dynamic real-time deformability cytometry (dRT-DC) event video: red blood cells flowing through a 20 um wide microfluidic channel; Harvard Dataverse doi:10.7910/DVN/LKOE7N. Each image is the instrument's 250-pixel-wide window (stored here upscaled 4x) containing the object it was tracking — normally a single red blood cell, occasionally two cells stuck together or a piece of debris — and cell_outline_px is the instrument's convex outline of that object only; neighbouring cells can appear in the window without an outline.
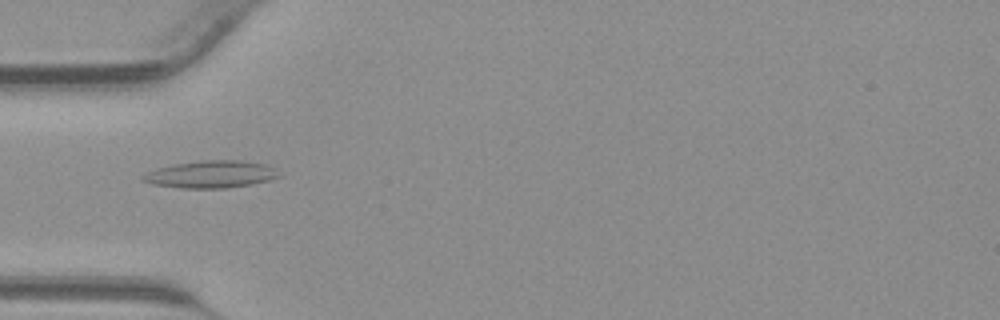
{"species": "common noctule bat (a hibernating species)", "species_latin": "Nyctalus noctula", "temperature_condition": "warm", "stored_images_in_passage": 38, "camera_frame_rate_fps": 3000, "um_per_image_px": 0.085, "animal": {"sex": "male", "body_mass_g": 23.1, "forearm_length_mm": 52.7}, "frame": {"image": 1, "passage_image": 9, "time_ms": 2.667, "image_size_px": [1000, 320], "cell_outline_px": [[284, 176], [272, 180], [252, 184], [228, 188], [180, 188], [152, 184], [140, 180], [140, 176], [156, 168], [176, 164], [200, 160], [240, 160], [268, 164], [276, 168]], "centroid_in_image_um": [18.0, 14.82], "position_along_channel_um": 67.0, "area_um2": 22.08}}
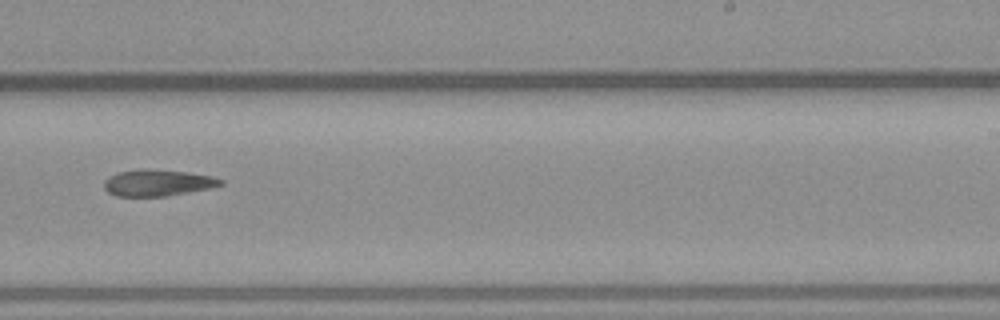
{"frame": {"image": 2, "passage_image": 22, "time_ms": 7.0, "image_size_px": [1000, 320], "cell_outline_px": [[224, 184], [212, 188], [168, 196], [116, 196], [108, 192], [104, 188], [104, 180], [108, 176], [116, 172], [136, 168], [144, 168], [188, 172], [212, 176], [224, 180]], "centroid_in_image_um": [13.39, 15.52], "position_along_channel_um": 275.6, "area_um2": 18.38}}
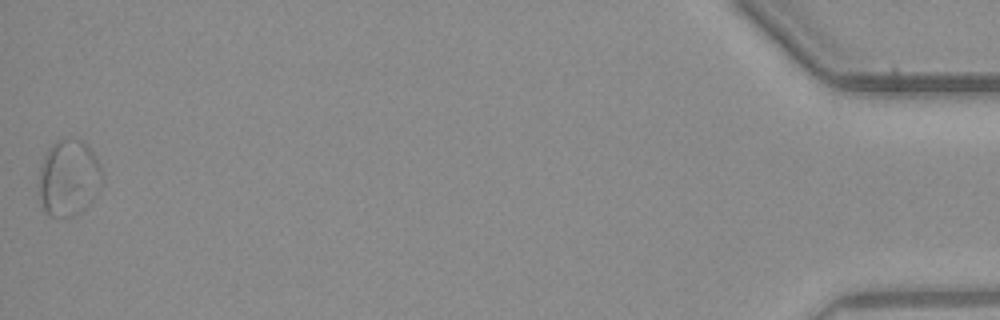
{"frame": {"image": 3, "passage_image": 38, "time_ms": 12.333, "image_size_px": [1000, 320], "cell_outline_px": [[104, 184], [92, 200], [80, 212], [72, 216], [48, 216], [40, 208], [36, 184], [40, 168], [44, 156], [48, 148], [60, 136], [84, 140], [100, 164], [104, 172]], "centroid_in_image_um": [5.81, 15.11], "position_along_channel_um": 429.4, "area_um2": 29.42}}